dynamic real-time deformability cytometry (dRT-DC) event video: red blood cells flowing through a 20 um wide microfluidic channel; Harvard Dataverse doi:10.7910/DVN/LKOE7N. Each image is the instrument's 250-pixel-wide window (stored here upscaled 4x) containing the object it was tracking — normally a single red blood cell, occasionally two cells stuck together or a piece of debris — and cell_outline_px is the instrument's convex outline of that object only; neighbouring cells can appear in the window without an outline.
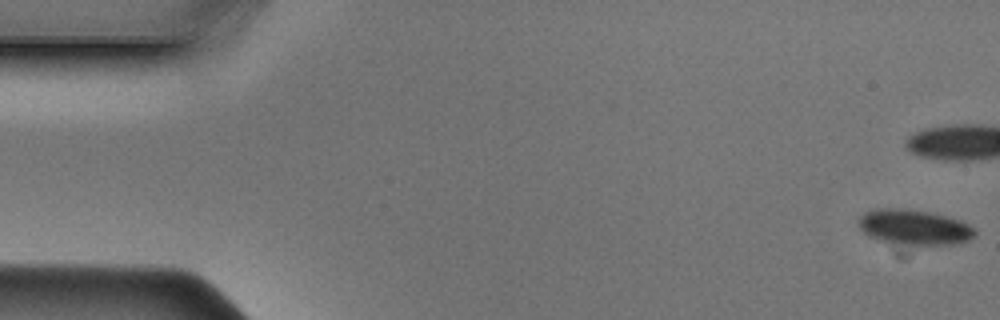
{"species": "Egyptian fruit bat (a non-hibernating species)", "species_latin": "Rousettus aegyptiacus", "temperature_condition": "cold", "stored_images_in_passage": 49, "camera_frame_rate_fps": 3000, "um_per_image_px": 0.085, "animal": {"sex": "male"}, "frame": {"image": 1, "passage_image": 1, "time_ms": 0.0, "image_size_px": [1000, 320], "cell_outline_px": [[976, 236], [968, 240], [952, 244], [912, 244], [880, 240], [868, 236], [860, 228], [860, 216], [864, 212], [876, 208], [900, 208], [928, 212], [960, 220], [976, 228]], "centroid_in_image_um": [77.73, 19.29], "position_along_channel_um": 7.3, "area_um2": 23.47}}
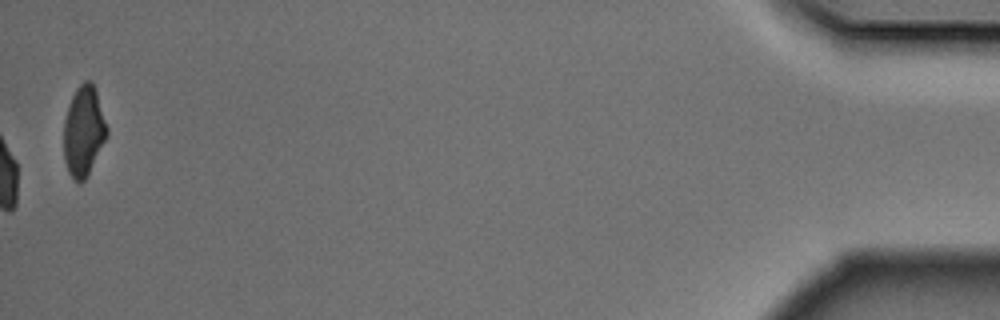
{"frame": {"image": 2, "passage_image": 49, "time_ms": 16.0, "image_size_px": [1000, 320], "cell_outline_px": [[108, 136], [84, 180], [80, 184], [72, 180], [68, 172], [64, 160], [64, 120], [72, 96], [76, 88], [84, 80], [92, 80], [96, 88], [108, 128]], "centroid_in_image_um": [7.12, 11.13], "position_along_channel_um": 428.1, "area_um2": 22.89}}